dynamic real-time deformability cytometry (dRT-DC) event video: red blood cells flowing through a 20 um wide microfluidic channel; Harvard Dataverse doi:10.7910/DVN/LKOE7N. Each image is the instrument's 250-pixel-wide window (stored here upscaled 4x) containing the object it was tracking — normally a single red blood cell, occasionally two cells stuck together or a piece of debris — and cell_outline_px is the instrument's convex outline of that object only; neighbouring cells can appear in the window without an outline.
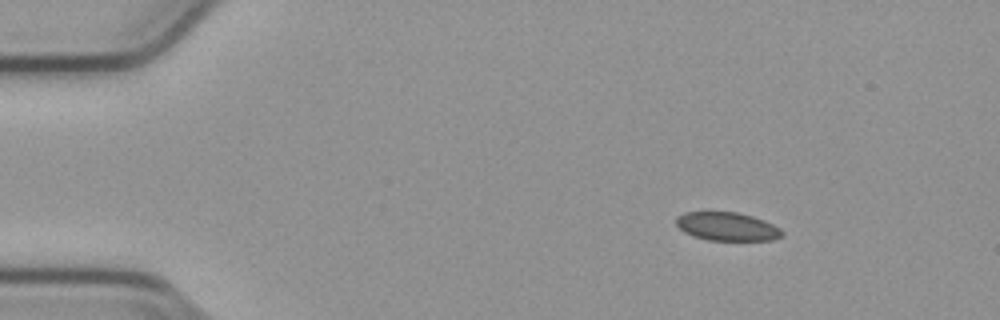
{"species": "common noctule bat (a hibernating species)", "species_latin": "Nyctalus noctula", "temperature_condition": "cold", "stored_images_in_passage": 48, "camera_frame_rate_fps": 3000, "um_per_image_px": 0.085, "animal": {"sex": "male", "body_mass_g": 23.1, "forearm_length_mm": 52.7}, "frame": {"image": 1, "passage_image": 1, "time_ms": 0.0, "image_size_px": [1000, 320], "cell_outline_px": [[784, 236], [772, 240], [708, 240], [692, 236], [684, 232], [676, 224], [676, 216], [684, 212], [736, 212], [752, 216], [764, 220], [780, 228], [784, 232]], "centroid_in_image_um": [61.8, 19.25], "position_along_channel_um": 23.2, "area_um2": 17.63}}
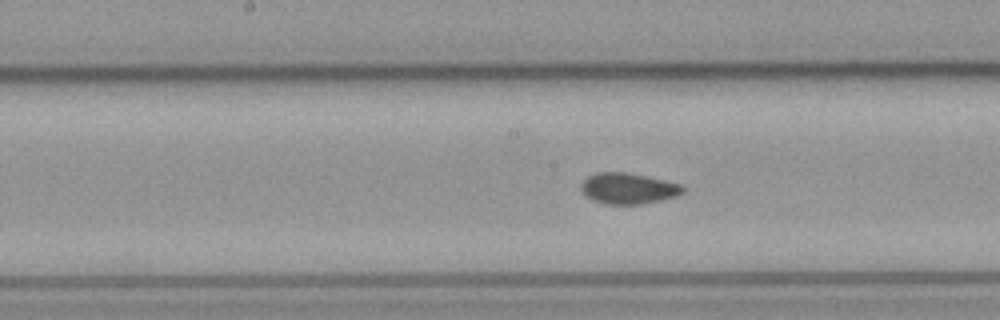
{"frame": {"image": 2, "passage_image": 21, "time_ms": 6.667, "image_size_px": [1000, 320], "cell_outline_px": [[684, 192], [676, 196], [644, 204], [604, 204], [592, 200], [580, 188], [580, 184], [588, 176], [596, 172], [624, 172], [664, 180], [680, 184], [684, 188]], "centroid_in_image_um": [53.38, 16.02], "position_along_channel_um": 194.8, "area_um2": 18.21}}
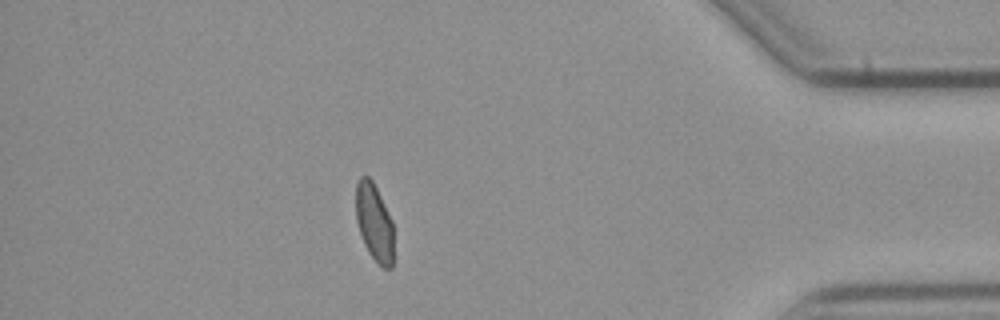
{"frame": {"image": 3, "passage_image": 41, "time_ms": 13.333, "image_size_px": [1000, 320], "cell_outline_px": [[392, 268], [384, 268], [368, 252], [364, 244], [356, 220], [356, 184], [360, 176], [368, 176], [372, 180], [392, 220]], "centroid_in_image_um": [31.79, 18.87], "position_along_channel_um": 403.4, "area_um2": 16.7}, "authors_computed_cell_mechanics": {"area_um2": 18.2648, "velocity_mm_per_s": 3.7936, "shape_relaxation_time_tau1_ms": null, "shape_relaxation_time_tau2_ms": 0.417, "deformation_change_tau1": null, "deformation_change_tau2": 0.0244}}